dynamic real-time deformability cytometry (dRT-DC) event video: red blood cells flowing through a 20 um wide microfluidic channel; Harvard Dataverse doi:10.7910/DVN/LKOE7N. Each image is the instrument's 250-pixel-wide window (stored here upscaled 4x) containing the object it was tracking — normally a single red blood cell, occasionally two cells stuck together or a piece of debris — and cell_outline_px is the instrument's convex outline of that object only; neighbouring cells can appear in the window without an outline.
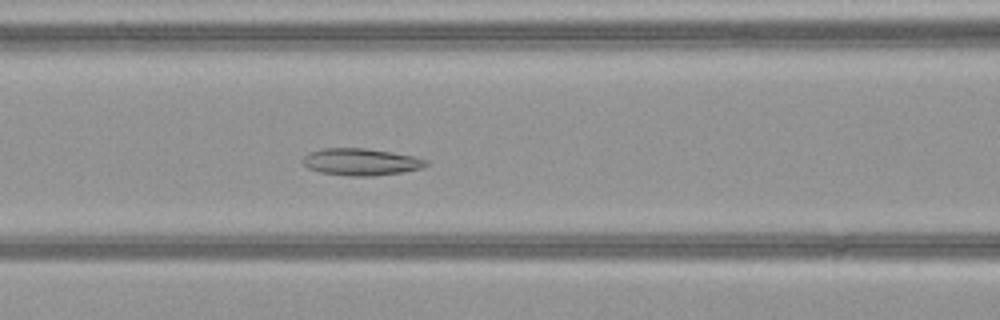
{"species": "common noctule bat (a hibernating species)", "species_latin": "Nyctalus noctula", "temperature_condition": "warm", "stored_images_in_passage": 52, "camera_frame_rate_fps": 3000, "um_per_image_px": 0.085, "animal": {"sex": "female", "body_mass_g": 21.9}, "frame": {"image": 1, "passage_image": 23, "time_ms": 7.333, "image_size_px": [1000, 320], "cell_outline_px": [[428, 164], [420, 168], [404, 172], [372, 176], [352, 176], [320, 172], [308, 168], [304, 164], [304, 156], [308, 152], [324, 148], [364, 148], [392, 152], [412, 156], [428, 160]], "centroid_in_image_um": [30.68, 13.76], "position_along_channel_um": 135.9, "area_um2": 19.25}}
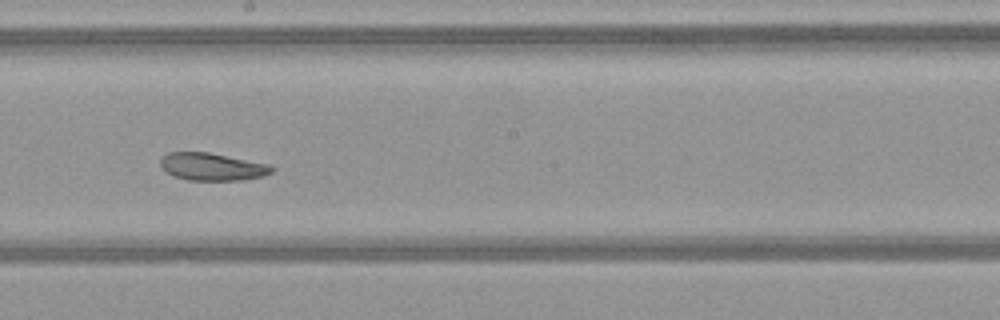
{"frame": {"image": 2, "passage_image": 30, "time_ms": 9.667, "image_size_px": [1000, 320], "cell_outline_px": [[276, 168], [272, 172], [264, 176], [244, 180], [188, 180], [172, 176], [160, 164], [160, 160], [168, 152], [208, 152], [272, 164]], "centroid_in_image_um": [18.11, 14.17], "position_along_channel_um": 230.1, "area_um2": 18.03}}
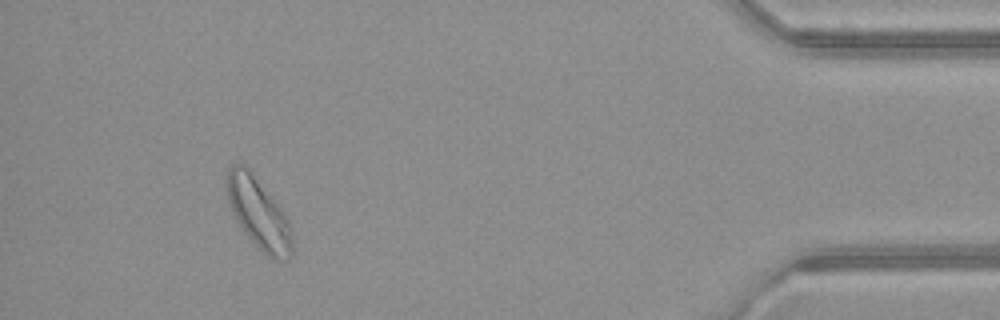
{"frame": {"image": 3, "passage_image": 48, "time_ms": 15.667, "image_size_px": [1000, 320], "cell_outline_px": [[292, 256], [284, 260], [268, 256], [240, 228], [232, 212], [228, 200], [224, 180], [228, 168], [232, 164], [244, 164], [248, 168], [284, 212], [288, 220], [292, 236]], "centroid_in_image_um": [21.94, 18.09], "position_along_channel_um": 413.3, "area_um2": 26.76}, "authors_computed_cell_mechanics": {"area_um2": 23.5824, "velocity_mm_per_s": 4.0442, "shape_relaxation_time_tau1_ms": 6.6733, "shape_relaxation_time_tau2_ms": 3.4546, "deformation_change_tau1": 0.1434, "deformation_change_tau2": 0.0785}}